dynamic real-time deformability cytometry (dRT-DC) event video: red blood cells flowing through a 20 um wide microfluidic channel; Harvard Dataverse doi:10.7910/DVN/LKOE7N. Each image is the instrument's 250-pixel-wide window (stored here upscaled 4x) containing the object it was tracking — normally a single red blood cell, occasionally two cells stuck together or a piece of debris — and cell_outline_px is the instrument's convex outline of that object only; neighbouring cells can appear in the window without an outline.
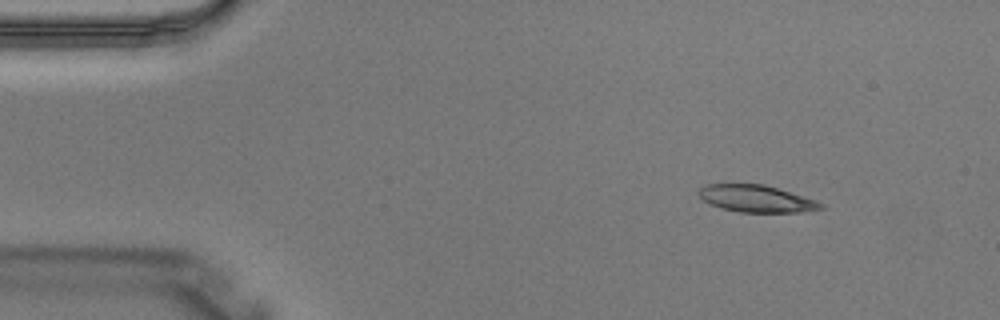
{"species": "Egyptian fruit bat (a non-hibernating species)", "species_latin": "Rousettus aegyptiacus", "temperature_condition": "warm", "stored_images_in_passage": 2, "camera_frame_rate_fps": 3000, "um_per_image_px": 0.085, "animal": {"sex": "male"}, "frame": {"image": 1, "passage_image": 1, "time_ms": 0.0, "image_size_px": [1000, 320], "cell_outline_px": [[824, 208], [800, 212], [740, 212], [720, 208], [708, 204], [696, 192], [704, 184], [764, 184], [816, 200], [824, 204]], "centroid_in_image_um": [64.25, 16.88], "position_along_channel_um": 20.7, "area_um2": 19.25}}